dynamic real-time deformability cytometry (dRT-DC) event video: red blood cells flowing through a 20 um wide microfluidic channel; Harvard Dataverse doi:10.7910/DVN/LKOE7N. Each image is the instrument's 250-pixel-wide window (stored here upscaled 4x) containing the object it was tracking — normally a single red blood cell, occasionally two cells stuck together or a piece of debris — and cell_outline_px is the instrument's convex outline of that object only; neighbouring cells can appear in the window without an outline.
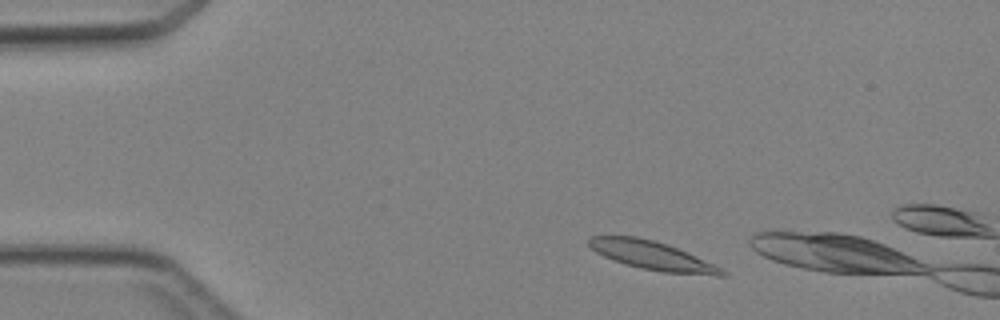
{"species": "Egyptian fruit bat (a non-hibernating species)", "species_latin": "Rousettus aegyptiacus", "temperature_condition": "cold", "stored_images_in_passage": 7, "camera_frame_rate_fps": 3000, "um_per_image_px": 0.085, "animal": {"sex": "female"}, "frame": {"image": 1, "passage_image": 4, "time_ms": 1.0, "image_size_px": [1000, 320], "cell_outline_px": [[728, 276], [716, 276], [660, 272], [640, 268], [612, 260], [596, 252], [588, 244], [588, 236], [636, 236], [668, 244], [688, 252], [724, 268], [728, 272]], "centroid_in_image_um": [55.52, 21.74], "position_along_channel_um": 29.5, "area_um2": 22.54}}